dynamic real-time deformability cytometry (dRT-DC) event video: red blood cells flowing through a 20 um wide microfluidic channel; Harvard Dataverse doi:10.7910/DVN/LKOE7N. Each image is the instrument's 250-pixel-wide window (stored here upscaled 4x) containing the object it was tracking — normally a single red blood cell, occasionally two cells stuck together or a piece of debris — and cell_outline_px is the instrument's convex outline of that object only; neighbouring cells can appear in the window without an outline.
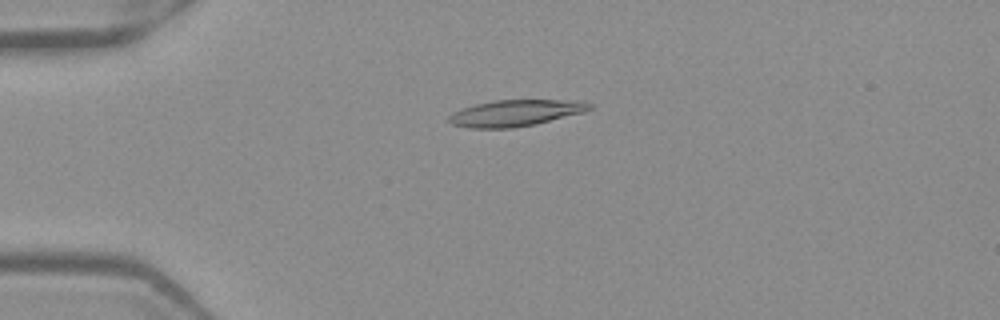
{"species": "Egyptian fruit bat (a non-hibernating species)", "species_latin": "Rousettus aegyptiacus", "temperature_condition": "warm", "stored_images_in_passage": 52, "camera_frame_rate_fps": 3000, "um_per_image_px": 0.085, "frame": {"image": 1, "passage_image": 13, "time_ms": 4.0, "image_size_px": [1000, 320], "cell_outline_px": [[592, 108], [584, 112], [536, 124], [512, 128], [468, 128], [452, 124], [448, 120], [448, 116], [452, 112], [460, 108], [492, 100], [560, 100], [592, 104]], "centroid_in_image_um": [43.73, 9.61], "position_along_channel_um": 41.3, "area_um2": 21.5}}
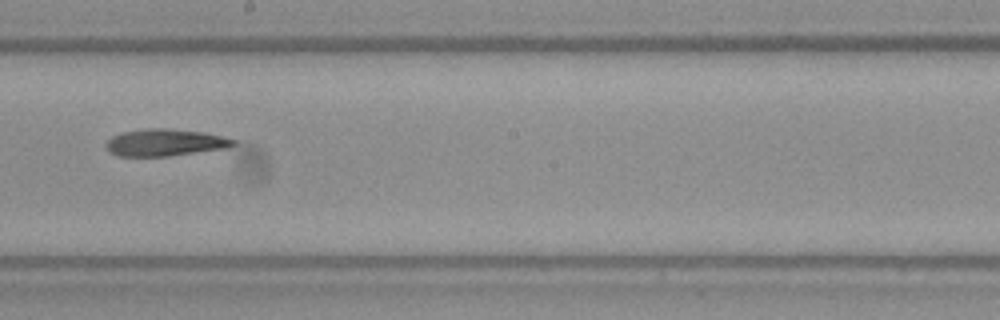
{"frame": {"image": 2, "passage_image": 30, "time_ms": 9.667, "image_size_px": [1000, 320], "cell_outline_px": [[236, 144], [228, 148], [168, 156], [120, 156], [108, 152], [104, 144], [112, 136], [124, 132], [148, 128], [164, 128], [204, 132], [224, 136], [236, 140]], "centroid_in_image_um": [14.04, 12.12], "position_along_channel_um": 234.2, "area_um2": 20.11}}
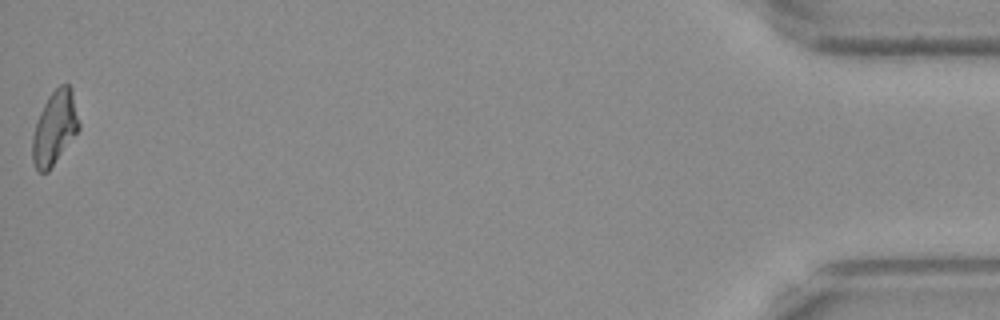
{"frame": {"image": 3, "passage_image": 52, "time_ms": 17.0, "image_size_px": [1000, 320], "cell_outline_px": [[80, 128], [48, 172], [36, 172], [32, 160], [32, 136], [40, 112], [48, 96], [60, 84], [68, 84], [72, 88], [80, 124]], "centroid_in_image_um": [4.64, 10.87], "position_along_channel_um": 430.6, "area_um2": 19.94}}